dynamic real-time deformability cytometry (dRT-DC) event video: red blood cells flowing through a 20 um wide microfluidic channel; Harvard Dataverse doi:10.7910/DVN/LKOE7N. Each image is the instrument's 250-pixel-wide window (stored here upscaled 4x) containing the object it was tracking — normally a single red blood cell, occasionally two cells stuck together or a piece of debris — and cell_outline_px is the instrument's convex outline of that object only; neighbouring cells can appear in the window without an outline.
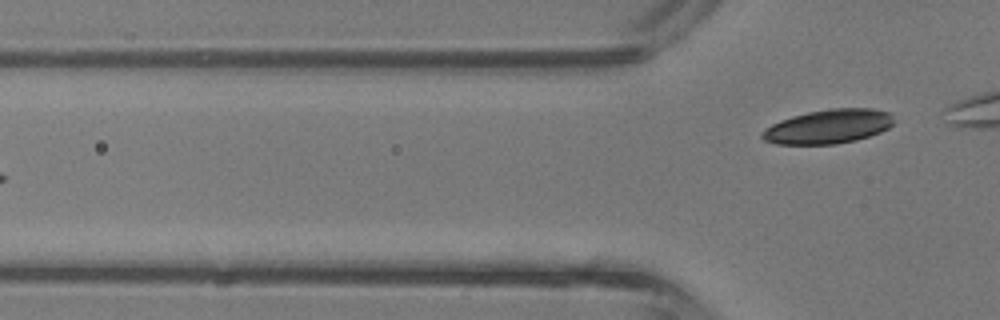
{"species": "common noctule bat (a hibernating species)", "species_latin": "Nyctalus noctula", "temperature_condition": "room temperature", "stored_images_in_passage": 5, "camera_frame_rate_fps": 3000, "um_per_image_px": 0.085, "animal": {"sex": "male", "body_mass_g": 13.3}, "frame": {"image": 1, "passage_image": 5, "time_ms": 1.333, "image_size_px": [1000, 320], "cell_outline_px": [[892, 124], [888, 128], [880, 132], [856, 140], [836, 144], [776, 144], [764, 140], [760, 136], [760, 132], [772, 124], [780, 120], [792, 116], [808, 112], [832, 108], [872, 108], [888, 112], [892, 116]], "centroid_in_image_um": [70.38, 10.75], "position_along_channel_um": 55.4, "area_um2": 26.13}}